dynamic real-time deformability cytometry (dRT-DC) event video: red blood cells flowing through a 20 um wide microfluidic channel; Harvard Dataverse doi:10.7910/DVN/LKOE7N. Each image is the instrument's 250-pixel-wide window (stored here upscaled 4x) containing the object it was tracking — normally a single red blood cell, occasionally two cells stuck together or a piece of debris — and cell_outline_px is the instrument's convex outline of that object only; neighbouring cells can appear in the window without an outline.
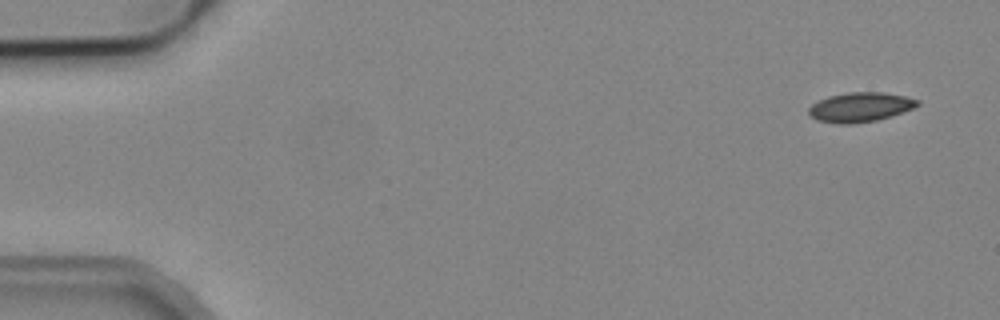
{"species": "common noctule bat (a hibernating species)", "species_latin": "Nyctalus noctula", "temperature_condition": "cold", "stored_images_in_passage": 3, "camera_frame_rate_fps": 3000, "um_per_image_px": 0.085, "animal": {"sex": "male", "body_mass_g": 19.2, "forearm_length_mm": 51.8}, "frame": {"image": 1, "passage_image": 1, "time_ms": 0.0, "image_size_px": [1000, 320], "cell_outline_px": [[920, 104], [912, 108], [892, 116], [876, 120], [852, 124], [836, 124], [816, 120], [808, 112], [808, 108], [812, 104], [828, 96], [848, 92], [884, 92], [904, 96], [920, 100]], "centroid_in_image_um": [73.11, 9.11], "position_along_channel_um": 11.9, "area_um2": 18.73}}